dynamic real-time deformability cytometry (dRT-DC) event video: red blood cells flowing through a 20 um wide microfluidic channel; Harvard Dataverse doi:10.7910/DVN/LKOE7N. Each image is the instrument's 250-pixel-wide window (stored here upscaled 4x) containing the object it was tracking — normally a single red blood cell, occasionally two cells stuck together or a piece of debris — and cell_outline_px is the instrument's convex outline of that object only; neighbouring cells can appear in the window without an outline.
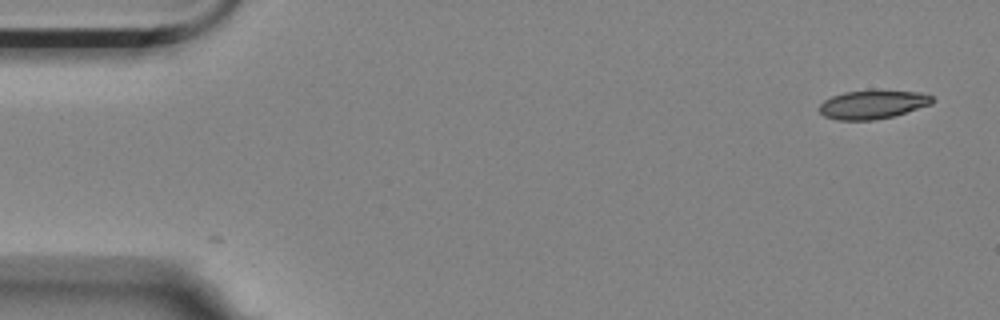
{"species": "Egyptian fruit bat (a non-hibernating species)", "species_latin": "Rousettus aegyptiacus", "temperature_condition": "room temperature", "stored_images_in_passage": 6, "camera_frame_rate_fps": 3000, "um_per_image_px": 0.085, "animal": {"sex": "female"}, "frame": {"image": 1, "passage_image": 1, "time_ms": 0.0, "image_size_px": [1000, 320], "cell_outline_px": [[932, 104], [892, 116], [872, 120], [836, 120], [824, 116], [820, 112], [820, 104], [824, 100], [832, 96], [844, 92], [872, 88], [920, 92], [932, 96]], "centroid_in_image_um": [74.16, 8.84], "position_along_channel_um": 10.8, "area_um2": 19.25}}
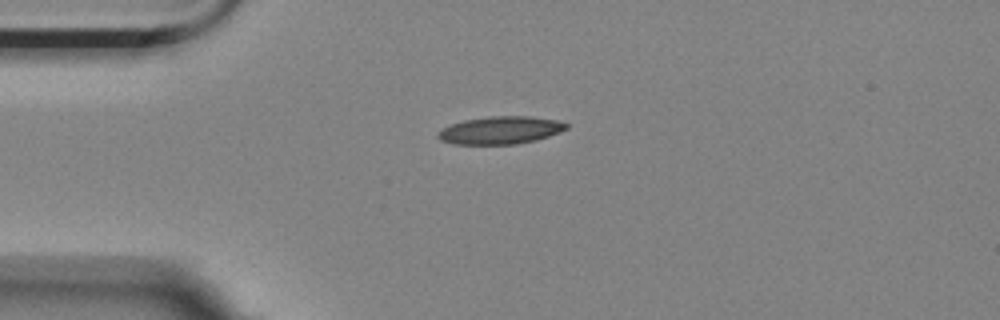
{"frame": {"image": 2, "passage_image": 4, "time_ms": 1.0, "image_size_px": [1000, 320], "cell_outline_px": [[568, 128], [560, 132], [536, 140], [516, 144], [452, 144], [440, 140], [436, 136], [436, 132], [440, 128], [448, 124], [464, 120], [488, 116], [528, 116], [556, 120], [568, 124]], "centroid_in_image_um": [42.46, 11.07], "position_along_channel_um": 42.5, "area_um2": 20.92}}
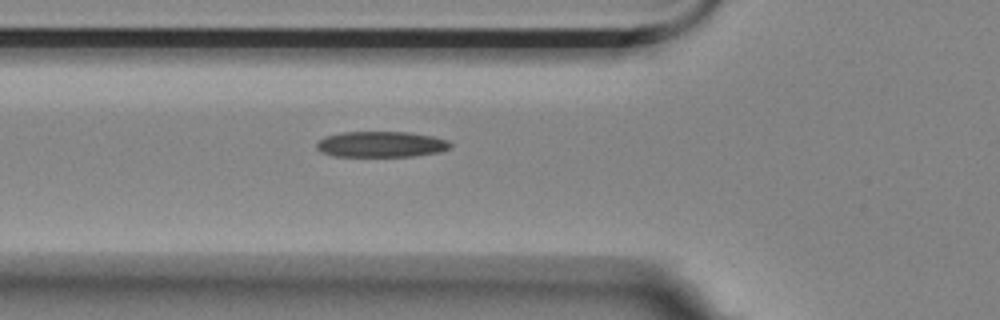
{"frame": {"image": 3, "passage_image": 6, "time_ms": 1.667, "image_size_px": [1000, 320], "cell_outline_px": [[452, 148], [440, 152], [412, 156], [332, 156], [320, 152], [316, 148], [316, 144], [324, 136], [340, 132], [408, 132], [432, 136], [448, 140], [452, 144]], "centroid_in_image_um": [32.39, 12.26], "position_along_channel_um": 93.4, "area_um2": 20.29}}